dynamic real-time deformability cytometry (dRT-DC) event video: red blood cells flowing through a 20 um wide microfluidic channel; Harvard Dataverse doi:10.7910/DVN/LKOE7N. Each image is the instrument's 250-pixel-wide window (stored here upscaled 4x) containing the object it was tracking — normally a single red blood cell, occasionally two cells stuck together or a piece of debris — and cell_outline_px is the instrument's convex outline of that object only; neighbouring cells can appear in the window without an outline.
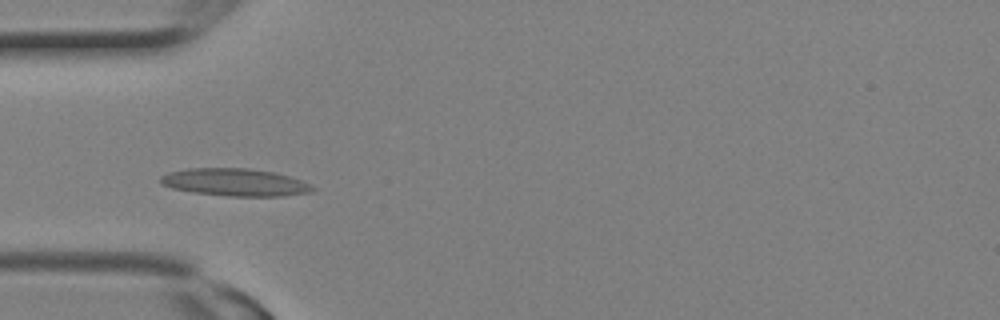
{"species": "Egyptian fruit bat (a non-hibernating species)", "species_latin": "Rousettus aegyptiacus", "temperature_condition": "room temperature", "stored_images_in_passage": 2, "camera_frame_rate_fps": 3000, "um_per_image_px": 0.085, "animal": {"sex": "female"}, "frame": {"image": 1, "passage_image": 2, "time_ms": 0.333, "image_size_px": [1000, 320], "cell_outline_px": [[316, 188], [308, 192], [280, 196], [228, 196], [196, 192], [172, 188], [160, 184], [160, 176], [168, 172], [188, 168], [244, 168], [272, 172], [288, 176], [300, 180]], "centroid_in_image_um": [19.91, 15.49], "position_along_channel_um": 65.1, "area_um2": 23.99}}